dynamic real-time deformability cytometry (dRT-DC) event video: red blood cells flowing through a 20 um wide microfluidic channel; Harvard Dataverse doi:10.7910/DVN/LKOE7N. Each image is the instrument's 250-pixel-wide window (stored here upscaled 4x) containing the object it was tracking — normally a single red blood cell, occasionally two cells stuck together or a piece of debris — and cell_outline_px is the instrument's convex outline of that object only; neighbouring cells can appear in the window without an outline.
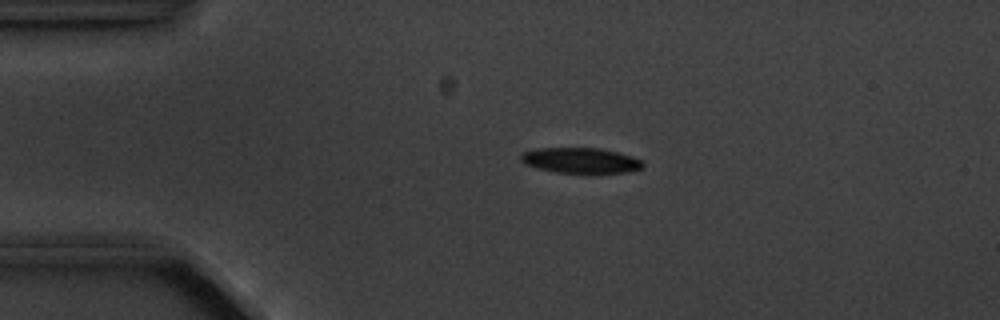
{"species": "common noctule bat (a hibernating species)", "species_latin": "Nyctalus noctula", "temperature_condition": "cold", "stored_images_in_passage": 4, "camera_frame_rate_fps": 3000, "um_per_image_px": 0.085, "animal": {"sex": "male", "body_mass_g": 20.1, "forearm_length_mm": 53.5}, "frame": {"image": 1, "passage_image": 3, "time_ms": 2.333, "image_size_px": [1000, 320], "cell_outline_px": [[644, 164], [640, 168], [628, 172], [556, 172], [536, 168], [524, 164], [520, 160], [520, 156], [524, 152], [536, 148], [600, 148], [620, 152], [632, 156], [640, 160]], "centroid_in_image_um": [49.32, 13.62], "position_along_channel_um": 35.7, "area_um2": 17.92}}